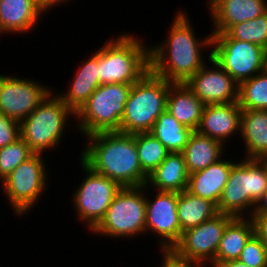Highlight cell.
<instances>
[{
	"instance_id": "21",
	"label": "cell",
	"mask_w": 267,
	"mask_h": 267,
	"mask_svg": "<svg viewBox=\"0 0 267 267\" xmlns=\"http://www.w3.org/2000/svg\"><path fill=\"white\" fill-rule=\"evenodd\" d=\"M204 107L205 105L185 83L170 85L166 99V111L185 127L192 131L197 130Z\"/></svg>"
},
{
	"instance_id": "18",
	"label": "cell",
	"mask_w": 267,
	"mask_h": 267,
	"mask_svg": "<svg viewBox=\"0 0 267 267\" xmlns=\"http://www.w3.org/2000/svg\"><path fill=\"white\" fill-rule=\"evenodd\" d=\"M234 163L232 159L229 161L221 158L205 169L189 174L186 190L217 206Z\"/></svg>"
},
{
	"instance_id": "8",
	"label": "cell",
	"mask_w": 267,
	"mask_h": 267,
	"mask_svg": "<svg viewBox=\"0 0 267 267\" xmlns=\"http://www.w3.org/2000/svg\"><path fill=\"white\" fill-rule=\"evenodd\" d=\"M147 189V185L122 187L113 198L104 218L91 232L110 238L128 239L146 234Z\"/></svg>"
},
{
	"instance_id": "36",
	"label": "cell",
	"mask_w": 267,
	"mask_h": 267,
	"mask_svg": "<svg viewBox=\"0 0 267 267\" xmlns=\"http://www.w3.org/2000/svg\"><path fill=\"white\" fill-rule=\"evenodd\" d=\"M252 215H267V190L256 202Z\"/></svg>"
},
{
	"instance_id": "35",
	"label": "cell",
	"mask_w": 267,
	"mask_h": 267,
	"mask_svg": "<svg viewBox=\"0 0 267 267\" xmlns=\"http://www.w3.org/2000/svg\"><path fill=\"white\" fill-rule=\"evenodd\" d=\"M254 234L263 242L267 248V215H251Z\"/></svg>"
},
{
	"instance_id": "31",
	"label": "cell",
	"mask_w": 267,
	"mask_h": 267,
	"mask_svg": "<svg viewBox=\"0 0 267 267\" xmlns=\"http://www.w3.org/2000/svg\"><path fill=\"white\" fill-rule=\"evenodd\" d=\"M34 152L19 137L0 149V181L2 182L18 165L30 158Z\"/></svg>"
},
{
	"instance_id": "34",
	"label": "cell",
	"mask_w": 267,
	"mask_h": 267,
	"mask_svg": "<svg viewBox=\"0 0 267 267\" xmlns=\"http://www.w3.org/2000/svg\"><path fill=\"white\" fill-rule=\"evenodd\" d=\"M162 252L161 267H204L208 266L205 262L185 259L177 255L172 249L171 250H160ZM205 264V265H204Z\"/></svg>"
},
{
	"instance_id": "2",
	"label": "cell",
	"mask_w": 267,
	"mask_h": 267,
	"mask_svg": "<svg viewBox=\"0 0 267 267\" xmlns=\"http://www.w3.org/2000/svg\"><path fill=\"white\" fill-rule=\"evenodd\" d=\"M80 159L93 171L116 181L121 187H139L147 183L142 170L134 134L100 132L86 136Z\"/></svg>"
},
{
	"instance_id": "26",
	"label": "cell",
	"mask_w": 267,
	"mask_h": 267,
	"mask_svg": "<svg viewBox=\"0 0 267 267\" xmlns=\"http://www.w3.org/2000/svg\"><path fill=\"white\" fill-rule=\"evenodd\" d=\"M177 213L181 230L198 226L219 214L217 206L184 190L177 193Z\"/></svg>"
},
{
	"instance_id": "1",
	"label": "cell",
	"mask_w": 267,
	"mask_h": 267,
	"mask_svg": "<svg viewBox=\"0 0 267 267\" xmlns=\"http://www.w3.org/2000/svg\"><path fill=\"white\" fill-rule=\"evenodd\" d=\"M176 13L167 39L149 45L150 70L169 82L185 83L207 63L201 51L212 49V33L197 39L188 13Z\"/></svg>"
},
{
	"instance_id": "14",
	"label": "cell",
	"mask_w": 267,
	"mask_h": 267,
	"mask_svg": "<svg viewBox=\"0 0 267 267\" xmlns=\"http://www.w3.org/2000/svg\"><path fill=\"white\" fill-rule=\"evenodd\" d=\"M155 199L146 196L145 232L158 237L161 250H171L179 242L182 230L177 213V192L156 191Z\"/></svg>"
},
{
	"instance_id": "13",
	"label": "cell",
	"mask_w": 267,
	"mask_h": 267,
	"mask_svg": "<svg viewBox=\"0 0 267 267\" xmlns=\"http://www.w3.org/2000/svg\"><path fill=\"white\" fill-rule=\"evenodd\" d=\"M52 91L33 79L0 74V112L20 123Z\"/></svg>"
},
{
	"instance_id": "3",
	"label": "cell",
	"mask_w": 267,
	"mask_h": 267,
	"mask_svg": "<svg viewBox=\"0 0 267 267\" xmlns=\"http://www.w3.org/2000/svg\"><path fill=\"white\" fill-rule=\"evenodd\" d=\"M105 43L98 49L100 85H132L150 70L149 46L139 37L125 33Z\"/></svg>"
},
{
	"instance_id": "16",
	"label": "cell",
	"mask_w": 267,
	"mask_h": 267,
	"mask_svg": "<svg viewBox=\"0 0 267 267\" xmlns=\"http://www.w3.org/2000/svg\"><path fill=\"white\" fill-rule=\"evenodd\" d=\"M207 7L213 23L211 33H225L232 25L253 20L266 13L267 1L208 0Z\"/></svg>"
},
{
	"instance_id": "6",
	"label": "cell",
	"mask_w": 267,
	"mask_h": 267,
	"mask_svg": "<svg viewBox=\"0 0 267 267\" xmlns=\"http://www.w3.org/2000/svg\"><path fill=\"white\" fill-rule=\"evenodd\" d=\"M131 87L121 83L100 85L75 113L77 130L85 137L100 132H119Z\"/></svg>"
},
{
	"instance_id": "19",
	"label": "cell",
	"mask_w": 267,
	"mask_h": 267,
	"mask_svg": "<svg viewBox=\"0 0 267 267\" xmlns=\"http://www.w3.org/2000/svg\"><path fill=\"white\" fill-rule=\"evenodd\" d=\"M43 13L36 0H0V34L29 33Z\"/></svg>"
},
{
	"instance_id": "7",
	"label": "cell",
	"mask_w": 267,
	"mask_h": 267,
	"mask_svg": "<svg viewBox=\"0 0 267 267\" xmlns=\"http://www.w3.org/2000/svg\"><path fill=\"white\" fill-rule=\"evenodd\" d=\"M55 93L51 92L19 123L20 137L34 153L42 154L59 146L69 116L75 117V113Z\"/></svg>"
},
{
	"instance_id": "11",
	"label": "cell",
	"mask_w": 267,
	"mask_h": 267,
	"mask_svg": "<svg viewBox=\"0 0 267 267\" xmlns=\"http://www.w3.org/2000/svg\"><path fill=\"white\" fill-rule=\"evenodd\" d=\"M212 58L239 85L267 68L263 47L236 39H212Z\"/></svg>"
},
{
	"instance_id": "5",
	"label": "cell",
	"mask_w": 267,
	"mask_h": 267,
	"mask_svg": "<svg viewBox=\"0 0 267 267\" xmlns=\"http://www.w3.org/2000/svg\"><path fill=\"white\" fill-rule=\"evenodd\" d=\"M172 82L149 70L132 84L121 118L120 133L150 132L157 118L166 110L167 94Z\"/></svg>"
},
{
	"instance_id": "10",
	"label": "cell",
	"mask_w": 267,
	"mask_h": 267,
	"mask_svg": "<svg viewBox=\"0 0 267 267\" xmlns=\"http://www.w3.org/2000/svg\"><path fill=\"white\" fill-rule=\"evenodd\" d=\"M79 162L86 176L74 190L72 204L76 207L78 219L85 222L91 232L104 218L113 198L122 187L116 181L93 171L81 159Z\"/></svg>"
},
{
	"instance_id": "37",
	"label": "cell",
	"mask_w": 267,
	"mask_h": 267,
	"mask_svg": "<svg viewBox=\"0 0 267 267\" xmlns=\"http://www.w3.org/2000/svg\"><path fill=\"white\" fill-rule=\"evenodd\" d=\"M68 1L70 2V0H36L37 5L44 11V13L53 9L54 6L61 5V3L66 4Z\"/></svg>"
},
{
	"instance_id": "30",
	"label": "cell",
	"mask_w": 267,
	"mask_h": 267,
	"mask_svg": "<svg viewBox=\"0 0 267 267\" xmlns=\"http://www.w3.org/2000/svg\"><path fill=\"white\" fill-rule=\"evenodd\" d=\"M142 170L149 175L170 153L150 132L134 133Z\"/></svg>"
},
{
	"instance_id": "24",
	"label": "cell",
	"mask_w": 267,
	"mask_h": 267,
	"mask_svg": "<svg viewBox=\"0 0 267 267\" xmlns=\"http://www.w3.org/2000/svg\"><path fill=\"white\" fill-rule=\"evenodd\" d=\"M225 144L193 131L182 154L189 174L205 169L224 157Z\"/></svg>"
},
{
	"instance_id": "33",
	"label": "cell",
	"mask_w": 267,
	"mask_h": 267,
	"mask_svg": "<svg viewBox=\"0 0 267 267\" xmlns=\"http://www.w3.org/2000/svg\"><path fill=\"white\" fill-rule=\"evenodd\" d=\"M20 137L19 122L0 112V149Z\"/></svg>"
},
{
	"instance_id": "12",
	"label": "cell",
	"mask_w": 267,
	"mask_h": 267,
	"mask_svg": "<svg viewBox=\"0 0 267 267\" xmlns=\"http://www.w3.org/2000/svg\"><path fill=\"white\" fill-rule=\"evenodd\" d=\"M234 218L229 214L219 213L202 224L184 230L173 251L185 259H192L211 264L228 223Z\"/></svg>"
},
{
	"instance_id": "29",
	"label": "cell",
	"mask_w": 267,
	"mask_h": 267,
	"mask_svg": "<svg viewBox=\"0 0 267 267\" xmlns=\"http://www.w3.org/2000/svg\"><path fill=\"white\" fill-rule=\"evenodd\" d=\"M242 110H267V68L238 85Z\"/></svg>"
},
{
	"instance_id": "32",
	"label": "cell",
	"mask_w": 267,
	"mask_h": 267,
	"mask_svg": "<svg viewBox=\"0 0 267 267\" xmlns=\"http://www.w3.org/2000/svg\"><path fill=\"white\" fill-rule=\"evenodd\" d=\"M237 260L250 267H267V248L254 234L244 246Z\"/></svg>"
},
{
	"instance_id": "4",
	"label": "cell",
	"mask_w": 267,
	"mask_h": 267,
	"mask_svg": "<svg viewBox=\"0 0 267 267\" xmlns=\"http://www.w3.org/2000/svg\"><path fill=\"white\" fill-rule=\"evenodd\" d=\"M266 190L267 162L259 159L238 160L232 165L217 210L234 217H250L256 202Z\"/></svg>"
},
{
	"instance_id": "15",
	"label": "cell",
	"mask_w": 267,
	"mask_h": 267,
	"mask_svg": "<svg viewBox=\"0 0 267 267\" xmlns=\"http://www.w3.org/2000/svg\"><path fill=\"white\" fill-rule=\"evenodd\" d=\"M207 58L209 59L208 63L210 65L212 63V65L205 63L185 82V85L204 105L237 102L238 84L212 58V51H209Z\"/></svg>"
},
{
	"instance_id": "38",
	"label": "cell",
	"mask_w": 267,
	"mask_h": 267,
	"mask_svg": "<svg viewBox=\"0 0 267 267\" xmlns=\"http://www.w3.org/2000/svg\"><path fill=\"white\" fill-rule=\"evenodd\" d=\"M213 267H250L246 264L239 262L238 260H229L222 263H217Z\"/></svg>"
},
{
	"instance_id": "20",
	"label": "cell",
	"mask_w": 267,
	"mask_h": 267,
	"mask_svg": "<svg viewBox=\"0 0 267 267\" xmlns=\"http://www.w3.org/2000/svg\"><path fill=\"white\" fill-rule=\"evenodd\" d=\"M70 87L63 93L56 94L62 102L76 113L100 86L98 68V50L78 67ZM72 84V85H71Z\"/></svg>"
},
{
	"instance_id": "22",
	"label": "cell",
	"mask_w": 267,
	"mask_h": 267,
	"mask_svg": "<svg viewBox=\"0 0 267 267\" xmlns=\"http://www.w3.org/2000/svg\"><path fill=\"white\" fill-rule=\"evenodd\" d=\"M240 135L244 159H267V110H242Z\"/></svg>"
},
{
	"instance_id": "25",
	"label": "cell",
	"mask_w": 267,
	"mask_h": 267,
	"mask_svg": "<svg viewBox=\"0 0 267 267\" xmlns=\"http://www.w3.org/2000/svg\"><path fill=\"white\" fill-rule=\"evenodd\" d=\"M254 235L250 217H234L227 225L220 240L217 254L210 266L229 260H237L248 240Z\"/></svg>"
},
{
	"instance_id": "27",
	"label": "cell",
	"mask_w": 267,
	"mask_h": 267,
	"mask_svg": "<svg viewBox=\"0 0 267 267\" xmlns=\"http://www.w3.org/2000/svg\"><path fill=\"white\" fill-rule=\"evenodd\" d=\"M192 132L166 110L157 118L150 131L170 153H182Z\"/></svg>"
},
{
	"instance_id": "23",
	"label": "cell",
	"mask_w": 267,
	"mask_h": 267,
	"mask_svg": "<svg viewBox=\"0 0 267 267\" xmlns=\"http://www.w3.org/2000/svg\"><path fill=\"white\" fill-rule=\"evenodd\" d=\"M189 172L182 153H169L161 164L148 175L146 185L154 191L180 193L187 189ZM156 189V190H155Z\"/></svg>"
},
{
	"instance_id": "9",
	"label": "cell",
	"mask_w": 267,
	"mask_h": 267,
	"mask_svg": "<svg viewBox=\"0 0 267 267\" xmlns=\"http://www.w3.org/2000/svg\"><path fill=\"white\" fill-rule=\"evenodd\" d=\"M43 158V153H34L1 182L8 203L17 216L31 211L48 187L47 165Z\"/></svg>"
},
{
	"instance_id": "28",
	"label": "cell",
	"mask_w": 267,
	"mask_h": 267,
	"mask_svg": "<svg viewBox=\"0 0 267 267\" xmlns=\"http://www.w3.org/2000/svg\"><path fill=\"white\" fill-rule=\"evenodd\" d=\"M212 39L246 41L267 51V12L253 20L232 25L225 33H212Z\"/></svg>"
},
{
	"instance_id": "17",
	"label": "cell",
	"mask_w": 267,
	"mask_h": 267,
	"mask_svg": "<svg viewBox=\"0 0 267 267\" xmlns=\"http://www.w3.org/2000/svg\"><path fill=\"white\" fill-rule=\"evenodd\" d=\"M242 109L238 102L205 105L197 132L223 144L240 135Z\"/></svg>"
}]
</instances>
